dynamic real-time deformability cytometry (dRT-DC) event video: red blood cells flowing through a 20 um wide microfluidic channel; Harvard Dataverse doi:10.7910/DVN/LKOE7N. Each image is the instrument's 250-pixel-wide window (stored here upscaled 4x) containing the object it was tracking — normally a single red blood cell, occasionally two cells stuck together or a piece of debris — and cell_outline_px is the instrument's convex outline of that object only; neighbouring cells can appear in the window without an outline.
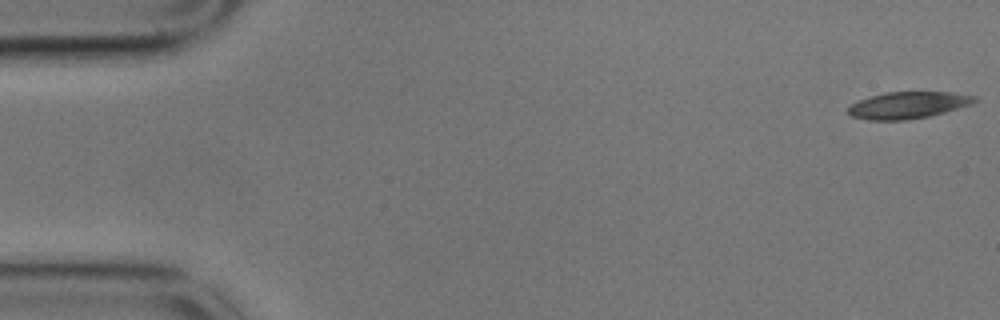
{"species": "common noctule bat (a hibernating species)", "species_latin": "Nyctalus noctula", "temperature_condition": "cold", "stored_images_in_passage": 12, "camera_frame_rate_fps": 3000, "um_per_image_px": 0.085, "animal": {"sex": "male", "body_mass_g": 17.9}, "frame": {"image": 1, "passage_image": 1, "time_ms": 0.0, "image_size_px": [1000, 320], "cell_outline_px": [[980, 100], [972, 104], [944, 112], [928, 116], [904, 120], [868, 120], [852, 116], [848, 112], [848, 108], [852, 104], [860, 100], [884, 92], [952, 92], [976, 96]], "centroid_in_image_um": [77.22, 8.93], "position_along_channel_um": 7.8, "area_um2": 19.59}}